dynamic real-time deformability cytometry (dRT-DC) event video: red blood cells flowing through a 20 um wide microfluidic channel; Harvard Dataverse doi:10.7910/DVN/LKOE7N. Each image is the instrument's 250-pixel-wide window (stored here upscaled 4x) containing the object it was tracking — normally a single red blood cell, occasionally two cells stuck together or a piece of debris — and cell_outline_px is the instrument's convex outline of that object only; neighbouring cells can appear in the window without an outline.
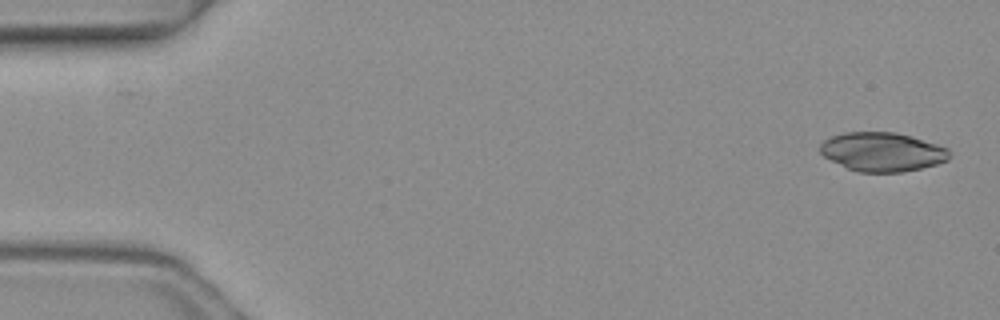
{"species": "common noctule bat (a hibernating species)", "species_latin": "Nyctalus noctula", "temperature_condition": "warm", "stored_images_in_passage": 5, "segment_of_instrument_passage": [2, 2], "camera_frame_rate_fps": 3000, "um_per_image_px": 0.085, "animal": {"sex": "female", "body_mass_g": 19.3, "forearm_length_mm": 54.1}, "frame": {"image": 1, "passage_image": 5, "time_ms": 1.333, "image_size_px": [1000, 320], "cell_outline_px": [[948, 160], [936, 164], [920, 168], [900, 172], [856, 172], [824, 156], [820, 152], [820, 144], [824, 140], [832, 136], [844, 132], [896, 132], [912, 136], [948, 148]], "centroid_in_image_um": [74.98, 12.9], "position_along_channel_um": 10.0, "area_um2": 29.13}}